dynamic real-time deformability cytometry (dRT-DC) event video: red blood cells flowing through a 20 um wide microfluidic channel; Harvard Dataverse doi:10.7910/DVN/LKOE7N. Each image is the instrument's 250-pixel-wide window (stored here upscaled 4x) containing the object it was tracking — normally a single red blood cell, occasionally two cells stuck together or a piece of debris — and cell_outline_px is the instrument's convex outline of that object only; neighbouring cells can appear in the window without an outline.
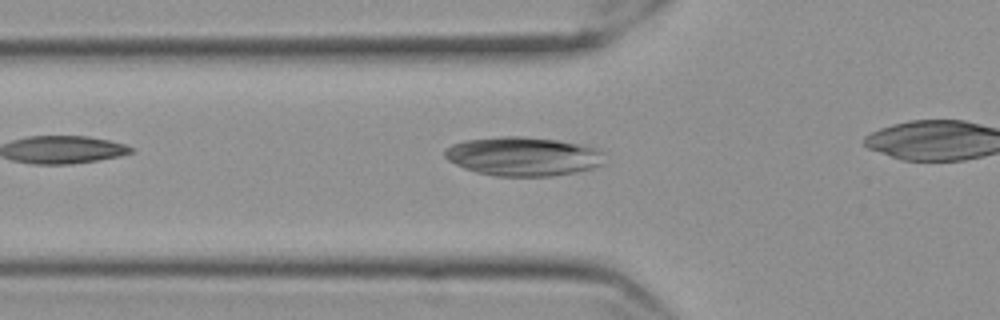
{"species": "Egyptian fruit bat (a non-hibernating species)", "species_latin": "Rousettus aegyptiacus", "temperature_condition": "cold", "stored_images_in_passage": 31, "camera_frame_rate_fps": 3000, "um_per_image_px": 0.085, "frame": {"image": 1, "passage_image": 2, "time_ms": 0.333, "image_size_px": [1000, 320], "cell_outline_px": [[608, 152], [604, 164], [592, 168], [576, 172], [552, 176], [496, 176], [476, 172], [464, 168], [448, 160], [444, 156], [444, 152], [452, 144], [464, 140], [500, 136], [524, 136], [556, 140], [584, 144], [600, 148]], "centroid_in_image_um": [44.56, 13.28], "position_along_channel_um": 81.2, "area_um2": 36.88}}
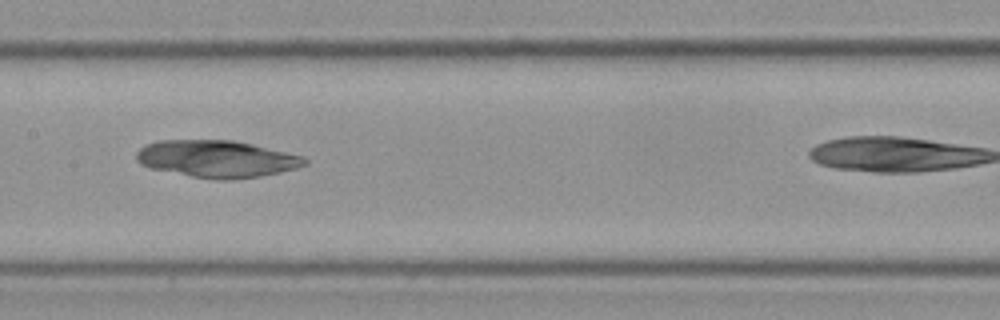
{"frame": {"image": 2, "passage_image": 11, "time_ms": 3.333, "image_size_px": [1000, 320], "cell_outline_px": [[308, 164], [296, 168], [280, 172], [260, 176], [232, 180], [216, 180], [192, 176], [152, 168], [140, 164], [136, 160], [136, 152], [140, 148], [156, 140], [232, 140], [252, 144], [304, 156], [308, 160]], "centroid_in_image_um": [18.44, 13.5], "position_along_channel_um": 189.0, "area_um2": 36.36}}
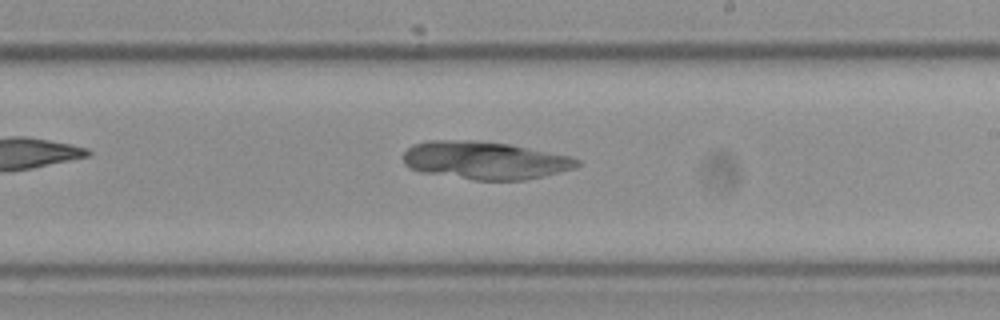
{"frame": {"image": 3, "passage_image": 16, "time_ms": 5.0, "image_size_px": [1000, 320], "cell_outline_px": [[580, 164], [572, 168], [524, 180], [472, 180], [420, 172], [408, 168], [404, 164], [404, 152], [412, 144], [428, 140], [476, 140], [508, 144], [572, 156], [580, 160]], "centroid_in_image_um": [41.15, 13.62], "position_along_channel_um": 247.8, "area_um2": 38.38}}